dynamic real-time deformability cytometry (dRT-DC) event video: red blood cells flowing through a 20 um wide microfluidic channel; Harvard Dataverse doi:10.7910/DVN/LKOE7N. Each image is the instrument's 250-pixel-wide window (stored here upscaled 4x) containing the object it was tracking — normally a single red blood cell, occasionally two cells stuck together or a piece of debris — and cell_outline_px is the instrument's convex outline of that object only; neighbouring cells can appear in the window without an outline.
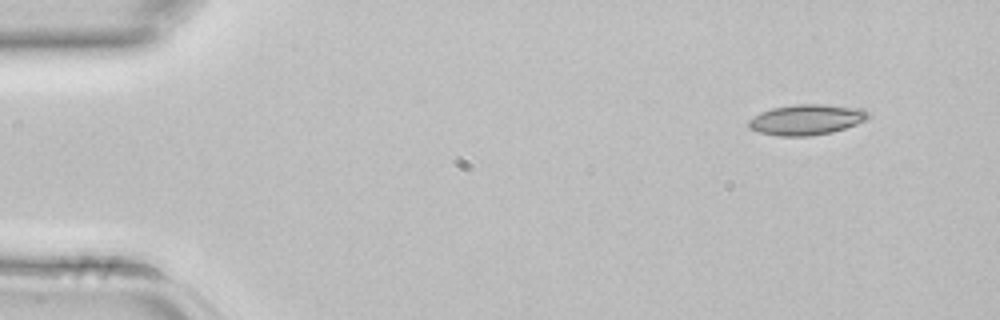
{"species": "common noctule bat (a hibernating species)", "species_latin": "Nyctalus noctula", "temperature_condition": "room temperature", "stored_images_in_passage": 3, "camera_frame_rate_fps": 3000, "um_per_image_px": 0.085, "animal": {"sex": "female", "body_mass_g": 22.7, "forearm_length_mm": 54.2}, "frame": {"image": 1, "passage_image": 1, "time_ms": 0.0, "image_size_px": [1000, 320], "cell_outline_px": [[868, 116], [864, 120], [856, 124], [832, 132], [808, 136], [780, 136], [760, 132], [748, 128], [748, 120], [760, 112], [772, 108], [792, 104], [824, 104], [860, 108], [868, 112]], "centroid_in_image_um": [68.51, 10.16], "position_along_channel_um": 16.5, "area_um2": 21.15}}
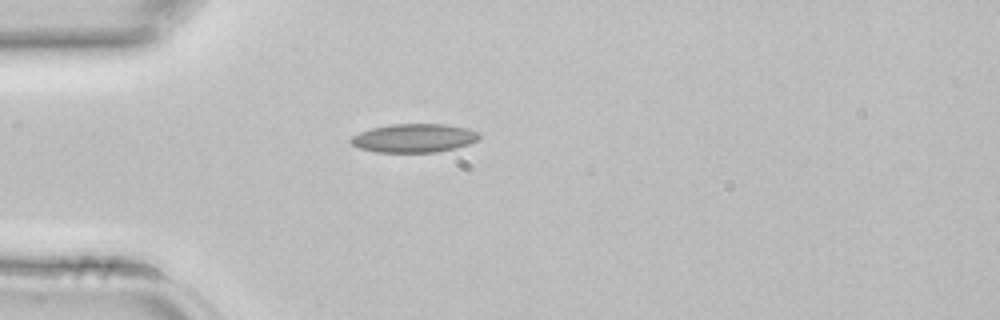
{"frame": {"image": 2, "passage_image": 3, "time_ms": 0.667, "image_size_px": [1000, 320], "cell_outline_px": [[480, 136], [476, 140], [468, 144], [456, 148], [436, 152], [376, 152], [360, 148], [352, 144], [348, 140], [352, 136], [360, 132], [372, 128], [392, 124], [444, 124], [468, 128], [480, 132]], "centroid_in_image_um": [35.2, 11.73], "position_along_channel_um": 49.8, "area_um2": 21.39}}